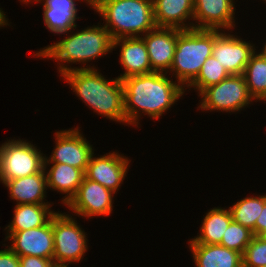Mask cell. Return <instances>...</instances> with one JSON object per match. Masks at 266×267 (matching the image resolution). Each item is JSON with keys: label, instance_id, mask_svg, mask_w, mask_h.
Returning <instances> with one entry per match:
<instances>
[{"label": "cell", "instance_id": "1", "mask_svg": "<svg viewBox=\"0 0 266 267\" xmlns=\"http://www.w3.org/2000/svg\"><path fill=\"white\" fill-rule=\"evenodd\" d=\"M166 74L153 71L121 80L126 124L138 125L141 111L150 118L159 119L184 94V87Z\"/></svg>", "mask_w": 266, "mask_h": 267}, {"label": "cell", "instance_id": "2", "mask_svg": "<svg viewBox=\"0 0 266 267\" xmlns=\"http://www.w3.org/2000/svg\"><path fill=\"white\" fill-rule=\"evenodd\" d=\"M64 65L58 67L61 76L89 108L113 121L126 123L124 89L118 77L109 81L90 65L86 68Z\"/></svg>", "mask_w": 266, "mask_h": 267}, {"label": "cell", "instance_id": "3", "mask_svg": "<svg viewBox=\"0 0 266 267\" xmlns=\"http://www.w3.org/2000/svg\"><path fill=\"white\" fill-rule=\"evenodd\" d=\"M91 7L103 17L113 40L140 37L156 27L152 0H92Z\"/></svg>", "mask_w": 266, "mask_h": 267}, {"label": "cell", "instance_id": "4", "mask_svg": "<svg viewBox=\"0 0 266 267\" xmlns=\"http://www.w3.org/2000/svg\"><path fill=\"white\" fill-rule=\"evenodd\" d=\"M220 30L178 29L174 59L170 71L182 87H188L198 76L206 59L212 55L214 39ZM184 85V86H183Z\"/></svg>", "mask_w": 266, "mask_h": 267}, {"label": "cell", "instance_id": "5", "mask_svg": "<svg viewBox=\"0 0 266 267\" xmlns=\"http://www.w3.org/2000/svg\"><path fill=\"white\" fill-rule=\"evenodd\" d=\"M113 50V39L104 26L87 27L57 43L48 45L35 56L53 58L62 63L91 61Z\"/></svg>", "mask_w": 266, "mask_h": 267}, {"label": "cell", "instance_id": "6", "mask_svg": "<svg viewBox=\"0 0 266 267\" xmlns=\"http://www.w3.org/2000/svg\"><path fill=\"white\" fill-rule=\"evenodd\" d=\"M38 150L21 139L3 143L0 147V181L4 183L42 171L46 156Z\"/></svg>", "mask_w": 266, "mask_h": 267}, {"label": "cell", "instance_id": "7", "mask_svg": "<svg viewBox=\"0 0 266 267\" xmlns=\"http://www.w3.org/2000/svg\"><path fill=\"white\" fill-rule=\"evenodd\" d=\"M56 212L53 215V261L56 267H69L78 262L87 251V238L72 216Z\"/></svg>", "mask_w": 266, "mask_h": 267}, {"label": "cell", "instance_id": "8", "mask_svg": "<svg viewBox=\"0 0 266 267\" xmlns=\"http://www.w3.org/2000/svg\"><path fill=\"white\" fill-rule=\"evenodd\" d=\"M203 111L235 112L248 106L254 98L250 95L243 75H230L218 84L204 89L200 95Z\"/></svg>", "mask_w": 266, "mask_h": 267}, {"label": "cell", "instance_id": "9", "mask_svg": "<svg viewBox=\"0 0 266 267\" xmlns=\"http://www.w3.org/2000/svg\"><path fill=\"white\" fill-rule=\"evenodd\" d=\"M56 147L52 155L45 158L44 168L49 163H63L86 172L91 155L94 154L92 145L79 132V129L57 131Z\"/></svg>", "mask_w": 266, "mask_h": 267}, {"label": "cell", "instance_id": "10", "mask_svg": "<svg viewBox=\"0 0 266 267\" xmlns=\"http://www.w3.org/2000/svg\"><path fill=\"white\" fill-rule=\"evenodd\" d=\"M5 239L12 240L9 248L19 257L36 256L53 260V216L43 226L17 232H7Z\"/></svg>", "mask_w": 266, "mask_h": 267}, {"label": "cell", "instance_id": "11", "mask_svg": "<svg viewBox=\"0 0 266 267\" xmlns=\"http://www.w3.org/2000/svg\"><path fill=\"white\" fill-rule=\"evenodd\" d=\"M113 191L84 177L77 193L67 205L73 213L84 217L106 216L112 212Z\"/></svg>", "mask_w": 266, "mask_h": 267}, {"label": "cell", "instance_id": "12", "mask_svg": "<svg viewBox=\"0 0 266 267\" xmlns=\"http://www.w3.org/2000/svg\"><path fill=\"white\" fill-rule=\"evenodd\" d=\"M255 50L253 45L241 38L221 32L214 39L212 56L230 75H243Z\"/></svg>", "mask_w": 266, "mask_h": 267}, {"label": "cell", "instance_id": "13", "mask_svg": "<svg viewBox=\"0 0 266 267\" xmlns=\"http://www.w3.org/2000/svg\"><path fill=\"white\" fill-rule=\"evenodd\" d=\"M93 156L89 160L85 177L115 193L125 179L129 160L114 151L100 157Z\"/></svg>", "mask_w": 266, "mask_h": 267}, {"label": "cell", "instance_id": "14", "mask_svg": "<svg viewBox=\"0 0 266 267\" xmlns=\"http://www.w3.org/2000/svg\"><path fill=\"white\" fill-rule=\"evenodd\" d=\"M146 45L152 71L170 70L178 38V29L155 27L141 37Z\"/></svg>", "mask_w": 266, "mask_h": 267}, {"label": "cell", "instance_id": "15", "mask_svg": "<svg viewBox=\"0 0 266 267\" xmlns=\"http://www.w3.org/2000/svg\"><path fill=\"white\" fill-rule=\"evenodd\" d=\"M233 3V0H194L193 20H199L197 22L199 24H193V28L208 30L232 29L235 26Z\"/></svg>", "mask_w": 266, "mask_h": 267}, {"label": "cell", "instance_id": "16", "mask_svg": "<svg viewBox=\"0 0 266 267\" xmlns=\"http://www.w3.org/2000/svg\"><path fill=\"white\" fill-rule=\"evenodd\" d=\"M120 48V63L125 72L120 80L131 76L151 73L152 67L144 40L141 37L120 38L113 40V48Z\"/></svg>", "mask_w": 266, "mask_h": 267}, {"label": "cell", "instance_id": "17", "mask_svg": "<svg viewBox=\"0 0 266 267\" xmlns=\"http://www.w3.org/2000/svg\"><path fill=\"white\" fill-rule=\"evenodd\" d=\"M156 27L193 29V23L184 24L194 18V0H152Z\"/></svg>", "mask_w": 266, "mask_h": 267}, {"label": "cell", "instance_id": "18", "mask_svg": "<svg viewBox=\"0 0 266 267\" xmlns=\"http://www.w3.org/2000/svg\"><path fill=\"white\" fill-rule=\"evenodd\" d=\"M41 2L42 0H34ZM44 23L53 33L63 34L76 29L77 11L76 0H43ZM92 6V0H84ZM24 3H30L31 0H22Z\"/></svg>", "mask_w": 266, "mask_h": 267}, {"label": "cell", "instance_id": "19", "mask_svg": "<svg viewBox=\"0 0 266 267\" xmlns=\"http://www.w3.org/2000/svg\"><path fill=\"white\" fill-rule=\"evenodd\" d=\"M46 168L36 174L4 182L10 197L19 204H48L44 196L47 189Z\"/></svg>", "mask_w": 266, "mask_h": 267}, {"label": "cell", "instance_id": "20", "mask_svg": "<svg viewBox=\"0 0 266 267\" xmlns=\"http://www.w3.org/2000/svg\"><path fill=\"white\" fill-rule=\"evenodd\" d=\"M197 267H243L242 254L219 244H190Z\"/></svg>", "mask_w": 266, "mask_h": 267}, {"label": "cell", "instance_id": "21", "mask_svg": "<svg viewBox=\"0 0 266 267\" xmlns=\"http://www.w3.org/2000/svg\"><path fill=\"white\" fill-rule=\"evenodd\" d=\"M47 187L67 194L62 202L66 205L75 196L82 183L85 172L81 169L63 163H52L46 173Z\"/></svg>", "mask_w": 266, "mask_h": 267}, {"label": "cell", "instance_id": "22", "mask_svg": "<svg viewBox=\"0 0 266 267\" xmlns=\"http://www.w3.org/2000/svg\"><path fill=\"white\" fill-rule=\"evenodd\" d=\"M49 204H19L15 206L14 218L5 228L8 232L23 231L45 225L56 213Z\"/></svg>", "mask_w": 266, "mask_h": 267}, {"label": "cell", "instance_id": "23", "mask_svg": "<svg viewBox=\"0 0 266 267\" xmlns=\"http://www.w3.org/2000/svg\"><path fill=\"white\" fill-rule=\"evenodd\" d=\"M201 233L191 239L189 244H220L232 216L230 210L213 208L203 218Z\"/></svg>", "mask_w": 266, "mask_h": 267}, {"label": "cell", "instance_id": "24", "mask_svg": "<svg viewBox=\"0 0 266 267\" xmlns=\"http://www.w3.org/2000/svg\"><path fill=\"white\" fill-rule=\"evenodd\" d=\"M243 76L250 95L259 100H266V57L254 53L247 63Z\"/></svg>", "mask_w": 266, "mask_h": 267}, {"label": "cell", "instance_id": "25", "mask_svg": "<svg viewBox=\"0 0 266 267\" xmlns=\"http://www.w3.org/2000/svg\"><path fill=\"white\" fill-rule=\"evenodd\" d=\"M265 203V195L246 197L229 207L232 220L249 228L256 236V221L260 216Z\"/></svg>", "mask_w": 266, "mask_h": 267}, {"label": "cell", "instance_id": "26", "mask_svg": "<svg viewBox=\"0 0 266 267\" xmlns=\"http://www.w3.org/2000/svg\"><path fill=\"white\" fill-rule=\"evenodd\" d=\"M230 76L226 69L212 55L209 56L202 65L196 79L188 86L197 89L200 94L207 87L218 84Z\"/></svg>", "mask_w": 266, "mask_h": 267}, {"label": "cell", "instance_id": "27", "mask_svg": "<svg viewBox=\"0 0 266 267\" xmlns=\"http://www.w3.org/2000/svg\"><path fill=\"white\" fill-rule=\"evenodd\" d=\"M253 236V232L249 228L232 220L219 245L243 255L245 248L251 242Z\"/></svg>", "mask_w": 266, "mask_h": 267}, {"label": "cell", "instance_id": "28", "mask_svg": "<svg viewBox=\"0 0 266 267\" xmlns=\"http://www.w3.org/2000/svg\"><path fill=\"white\" fill-rule=\"evenodd\" d=\"M243 267L266 265V236H253L242 255Z\"/></svg>", "mask_w": 266, "mask_h": 267}, {"label": "cell", "instance_id": "29", "mask_svg": "<svg viewBox=\"0 0 266 267\" xmlns=\"http://www.w3.org/2000/svg\"><path fill=\"white\" fill-rule=\"evenodd\" d=\"M20 267H56L52 259H46L36 256L19 257Z\"/></svg>", "mask_w": 266, "mask_h": 267}, {"label": "cell", "instance_id": "30", "mask_svg": "<svg viewBox=\"0 0 266 267\" xmlns=\"http://www.w3.org/2000/svg\"><path fill=\"white\" fill-rule=\"evenodd\" d=\"M0 267H20L19 256L9 247L0 250Z\"/></svg>", "mask_w": 266, "mask_h": 267}, {"label": "cell", "instance_id": "31", "mask_svg": "<svg viewBox=\"0 0 266 267\" xmlns=\"http://www.w3.org/2000/svg\"><path fill=\"white\" fill-rule=\"evenodd\" d=\"M256 236H266V195L264 208L256 221Z\"/></svg>", "mask_w": 266, "mask_h": 267}, {"label": "cell", "instance_id": "32", "mask_svg": "<svg viewBox=\"0 0 266 267\" xmlns=\"http://www.w3.org/2000/svg\"><path fill=\"white\" fill-rule=\"evenodd\" d=\"M4 14L5 13H3V11L0 8V27L8 25L7 18H6V16Z\"/></svg>", "mask_w": 266, "mask_h": 267}, {"label": "cell", "instance_id": "33", "mask_svg": "<svg viewBox=\"0 0 266 267\" xmlns=\"http://www.w3.org/2000/svg\"><path fill=\"white\" fill-rule=\"evenodd\" d=\"M261 54H262L264 57H266V43H265V45H264V47H263V49H262V51H261Z\"/></svg>", "mask_w": 266, "mask_h": 267}]
</instances>
